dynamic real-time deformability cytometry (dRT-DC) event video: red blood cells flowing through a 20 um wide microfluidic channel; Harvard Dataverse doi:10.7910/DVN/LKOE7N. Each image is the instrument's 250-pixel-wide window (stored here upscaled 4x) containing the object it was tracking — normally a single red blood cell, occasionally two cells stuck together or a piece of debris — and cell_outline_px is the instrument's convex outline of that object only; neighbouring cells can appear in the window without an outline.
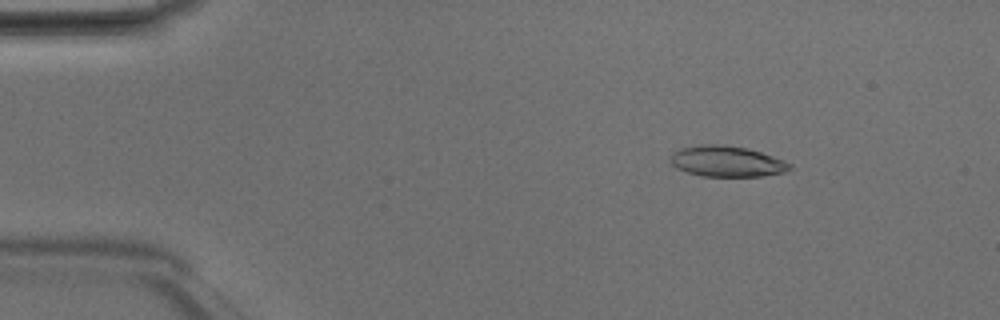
{"species": "Egyptian fruit bat (a non-hibernating species)", "species_latin": "Rousettus aegyptiacus", "temperature_condition": "room temperature", "stored_images_in_passage": 48, "camera_frame_rate_fps": 3000, "um_per_image_px": 0.085, "animal": {"sex": "male"}, "frame": {"image": 1, "passage_image": 7, "time_ms": 2.0, "image_size_px": [1000, 320], "cell_outline_px": [[792, 168], [784, 172], [760, 176], [700, 176], [676, 168], [672, 164], [672, 152], [680, 148], [708, 144], [720, 144], [748, 148], [784, 160], [792, 164]], "centroid_in_image_um": [61.79, 13.71], "position_along_channel_um": 23.2, "area_um2": 21.27}}
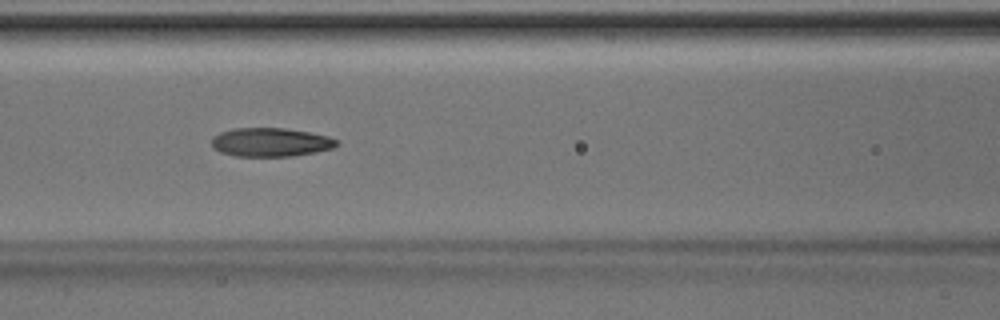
{"frame": {"image": 2, "passage_image": 21, "time_ms": 6.667, "image_size_px": [1000, 320], "cell_outline_px": [[340, 144], [332, 148], [316, 152], [292, 156], [236, 156], [220, 152], [212, 144], [212, 136], [220, 132], [232, 128], [284, 128], [308, 132], [328, 136], [340, 140]], "centroid_in_image_um": [23.03, 12.08], "position_along_channel_um": 143.6, "area_um2": 20.98}}
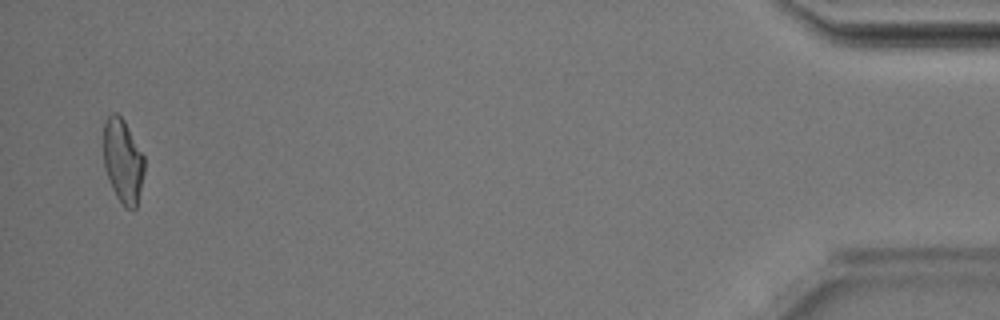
{"frame": {"image": 3, "passage_image": 47, "time_ms": 15.333, "image_size_px": [1000, 320], "cell_outline_px": [[144, 172], [136, 208], [132, 212], [124, 208], [116, 196], [112, 188], [104, 168], [104, 124], [108, 116], [112, 112], [116, 112], [124, 120], [144, 156]], "centroid_in_image_um": [10.45, 13.72], "position_along_channel_um": 424.8, "area_um2": 20.06}, "authors_computed_cell_mechanics": {"area_um2": 21.0392, "velocity_mm_per_s": 4.2286, "shape_relaxation_time_tau1_ms": 5.5816, "shape_relaxation_time_tau2_ms": 1.7529, "deformation_change_tau1": 0.1687, "deformation_change_tau2": 0.0994}}